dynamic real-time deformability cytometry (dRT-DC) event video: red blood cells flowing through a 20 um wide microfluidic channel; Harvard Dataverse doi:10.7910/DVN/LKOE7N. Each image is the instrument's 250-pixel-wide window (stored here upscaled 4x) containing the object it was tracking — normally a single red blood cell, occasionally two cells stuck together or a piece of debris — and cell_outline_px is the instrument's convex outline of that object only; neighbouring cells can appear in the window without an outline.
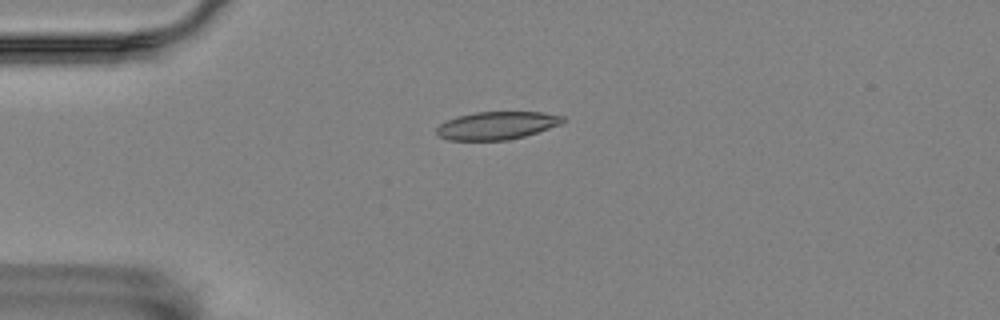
{"species": "Egyptian fruit bat (a non-hibernating species)", "species_latin": "Rousettus aegyptiacus", "temperature_condition": "room temperature", "stored_images_in_passage": 50, "camera_frame_rate_fps": 3000, "um_per_image_px": 0.085, "animal": {"sex": "female"}, "frame": {"image": 1, "passage_image": 7, "time_ms": 2.0, "image_size_px": [1000, 320], "cell_outline_px": [[564, 120], [560, 124], [524, 136], [508, 140], [448, 140], [440, 136], [436, 132], [436, 128], [440, 124], [456, 116], [476, 112], [540, 112], [564, 116]], "centroid_in_image_um": [42.2, 10.66], "position_along_channel_um": 42.8, "area_um2": 20.29}}
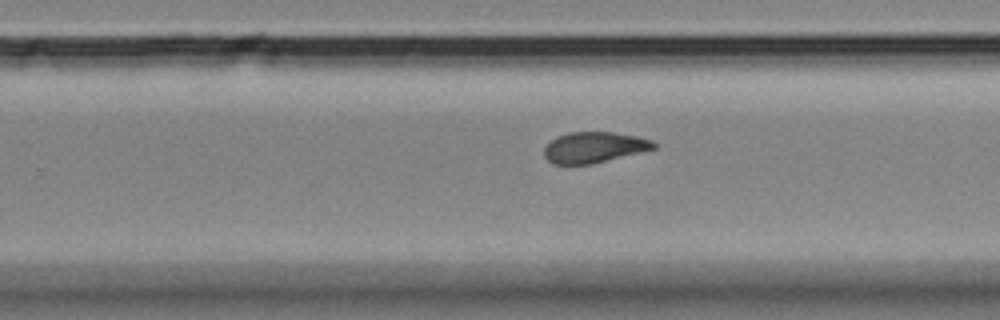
{"frame": {"image": 2, "passage_image": 29, "time_ms": 9.333, "image_size_px": [1000, 320], "cell_outline_px": [[656, 148], [592, 164], [552, 164], [544, 156], [544, 148], [556, 136], [568, 132], [612, 132], [636, 136], [652, 140], [656, 144]], "centroid_in_image_um": [50.47, 12.52], "position_along_channel_um": 279.3, "area_um2": 19.59}}
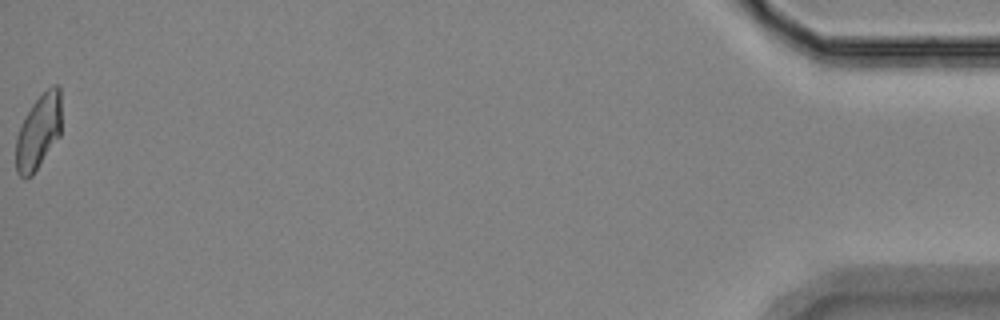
{"frame": {"image": 3, "passage_image": 50, "time_ms": 16.333, "image_size_px": [1000, 320], "cell_outline_px": [[60, 136], [32, 176], [24, 180], [16, 172], [16, 136], [32, 104], [52, 84], [60, 84]], "centroid_in_image_um": [3.27, 11.23], "position_along_channel_um": 431.9, "area_um2": 19.71}, "authors_computed_cell_mechanics": {"area_um2": 20.23, "velocity_mm_per_s": 3.522, "shape_relaxation_time_tau1_ms": null, "shape_relaxation_time_tau2_ms": 2.7576, "deformation_change_tau1": null, "deformation_change_tau2": 0.0898}}